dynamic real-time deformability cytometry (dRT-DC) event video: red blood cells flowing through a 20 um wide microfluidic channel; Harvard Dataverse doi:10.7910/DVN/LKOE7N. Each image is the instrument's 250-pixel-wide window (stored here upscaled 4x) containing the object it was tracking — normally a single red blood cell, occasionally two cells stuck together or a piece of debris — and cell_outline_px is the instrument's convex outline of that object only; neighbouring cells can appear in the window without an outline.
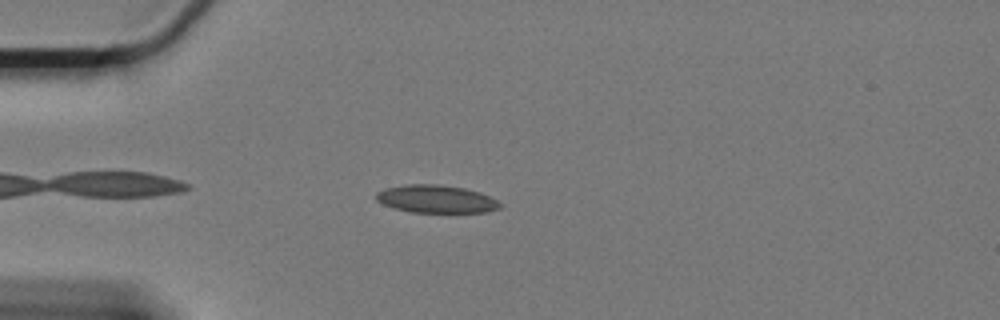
{"species": "Egyptian fruit bat (a non-hibernating species)", "species_latin": "Rousettus aegyptiacus", "temperature_condition": "cold", "stored_images_in_passage": 50, "camera_frame_rate_fps": 3000, "um_per_image_px": 0.085, "animal": {"sex": "female"}, "frame": {"image": 1, "passage_image": 6, "time_ms": 1.667, "image_size_px": [1000, 320], "cell_outline_px": [[500, 208], [484, 212], [412, 212], [396, 208], [384, 204], [376, 200], [376, 192], [384, 188], [404, 184], [440, 184], [464, 188], [480, 192], [496, 200], [500, 204]], "centroid_in_image_um": [37.04, 16.9], "position_along_channel_um": 48.0, "area_um2": 19.94}}
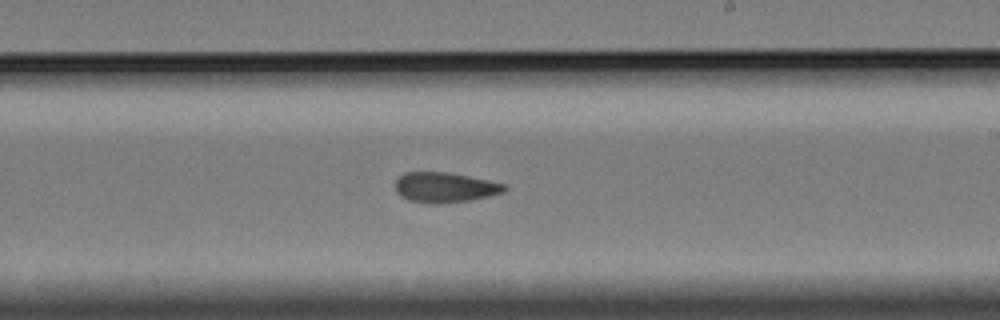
{"frame": {"image": 2, "passage_image": 26, "time_ms": 8.333, "image_size_px": [1000, 320], "cell_outline_px": [[508, 188], [504, 192], [472, 200], [440, 204], [428, 204], [408, 200], [400, 196], [396, 192], [396, 180], [404, 172], [448, 172], [488, 180], [504, 184]], "centroid_in_image_um": [37.8, 15.94], "position_along_channel_um": 251.2, "area_um2": 19.31}}
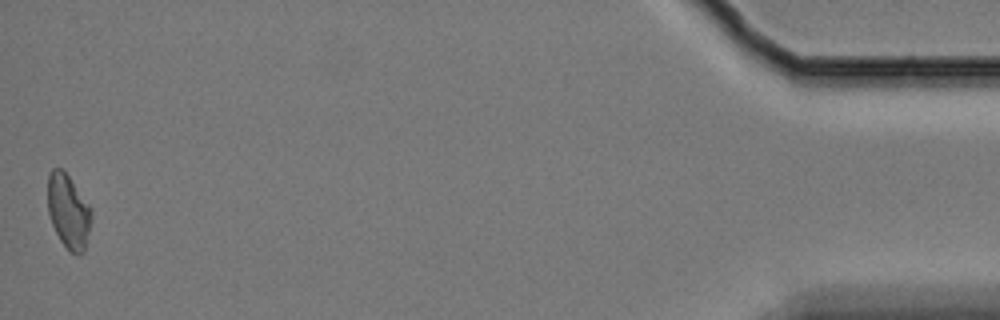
{"frame": {"image": 3, "passage_image": 50, "time_ms": 16.333, "image_size_px": [1000, 320], "cell_outline_px": [[92, 216], [84, 252], [80, 256], [76, 256], [60, 240], [52, 224], [48, 212], [48, 176], [52, 168], [60, 168], [68, 176], [92, 208]], "centroid_in_image_um": [5.82, 17.98], "position_along_channel_um": 429.4, "area_um2": 18.73}, "authors_computed_cell_mechanics": {"area_um2": 19.2474, "velocity_mm_per_s": 3.3059, "shape_relaxation_time_tau1_ms": 3.7005, "shape_relaxation_time_tau2_ms": 3.2665, "deformation_change_tau1": 0.1087, "deformation_change_tau2": 0.1017}}